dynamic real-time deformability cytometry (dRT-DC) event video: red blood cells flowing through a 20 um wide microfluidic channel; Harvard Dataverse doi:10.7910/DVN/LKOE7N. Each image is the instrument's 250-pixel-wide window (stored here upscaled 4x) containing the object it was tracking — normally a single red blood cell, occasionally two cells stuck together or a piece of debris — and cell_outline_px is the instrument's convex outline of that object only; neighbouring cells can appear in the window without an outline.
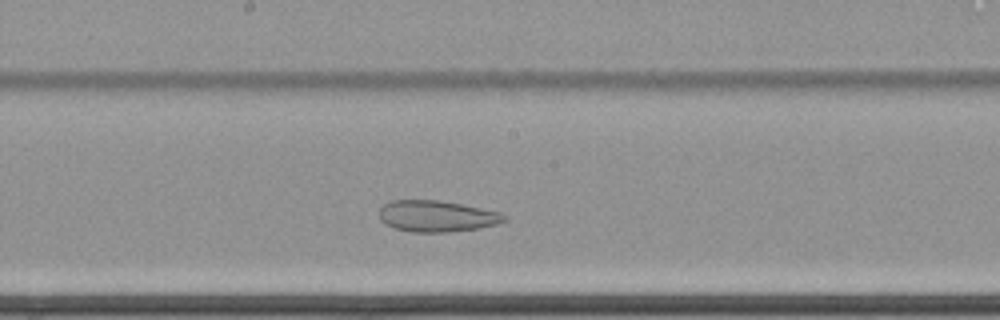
{"species": "common noctule bat (a hibernating species)", "species_latin": "Nyctalus noctula", "temperature_condition": "cold", "stored_images_in_passage": 44, "camera_frame_rate_fps": 3000, "um_per_image_px": 0.085, "animal": {"sex": "female", "body_mass_g": 22.7, "forearm_length_mm": 54.2}, "frame": {"image": 1, "passage_image": 24, "time_ms": 7.667, "image_size_px": [1000, 320], "cell_outline_px": [[508, 220], [496, 224], [480, 228], [448, 232], [412, 232], [396, 228], [384, 224], [380, 220], [380, 208], [384, 204], [392, 200], [440, 200], [500, 212], [508, 216]], "centroid_in_image_um": [37.14, 18.37], "position_along_channel_um": 211.1, "area_um2": 22.83}}
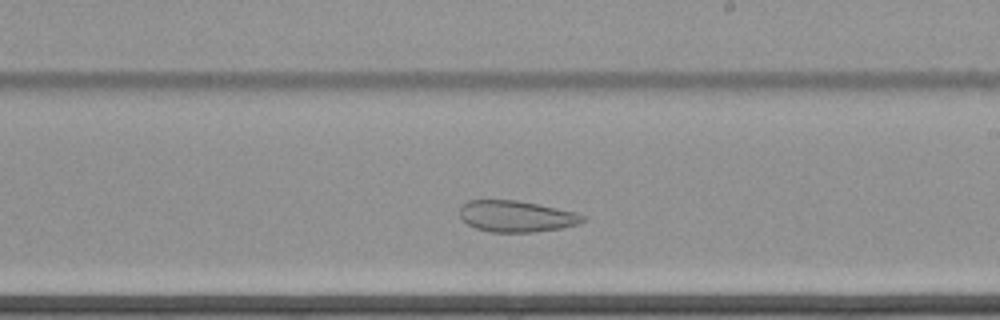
{"frame": {"image": 2, "passage_image": 27, "time_ms": 8.667, "image_size_px": [1000, 320], "cell_outline_px": [[584, 220], [580, 224], [560, 228], [532, 232], [488, 232], [476, 228], [468, 224], [460, 216], [460, 208], [468, 200], [516, 200], [576, 212], [584, 216]], "centroid_in_image_um": [43.88, 18.39], "position_along_channel_um": 245.1, "area_um2": 22.25}}
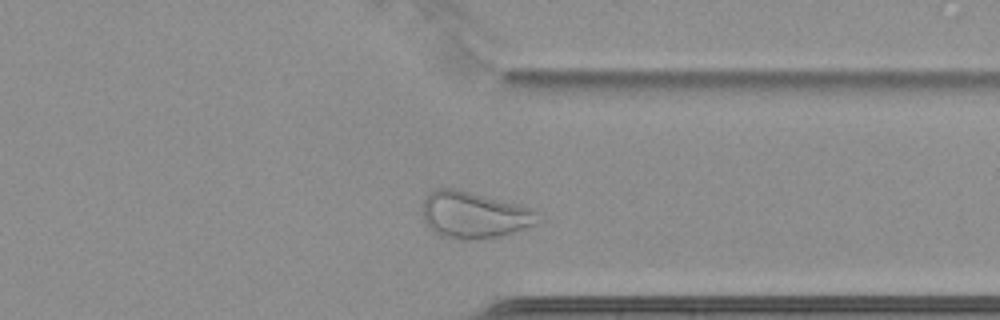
{"frame": {"image": 3, "passage_image": 38, "time_ms": 12.333, "image_size_px": [1000, 320], "cell_outline_px": [[544, 220], [528, 228], [500, 236], [484, 240], [464, 240], [440, 236], [432, 232], [428, 228], [420, 212], [420, 208], [424, 196], [428, 192], [436, 188], [456, 188], [536, 208], [540, 212]], "centroid_in_image_um": [40.32, 18.27], "position_along_channel_um": 371.1, "area_um2": 32.83}, "authors_computed_cell_mechanics": {"area_um2": 28.3798, "velocity_mm_per_s": 3.4056, "shape_relaxation_time_tau1_ms": null, "shape_relaxation_time_tau2_ms": 2.4374, "deformation_change_tau1": null, "deformation_change_tau2": 0.0746}}